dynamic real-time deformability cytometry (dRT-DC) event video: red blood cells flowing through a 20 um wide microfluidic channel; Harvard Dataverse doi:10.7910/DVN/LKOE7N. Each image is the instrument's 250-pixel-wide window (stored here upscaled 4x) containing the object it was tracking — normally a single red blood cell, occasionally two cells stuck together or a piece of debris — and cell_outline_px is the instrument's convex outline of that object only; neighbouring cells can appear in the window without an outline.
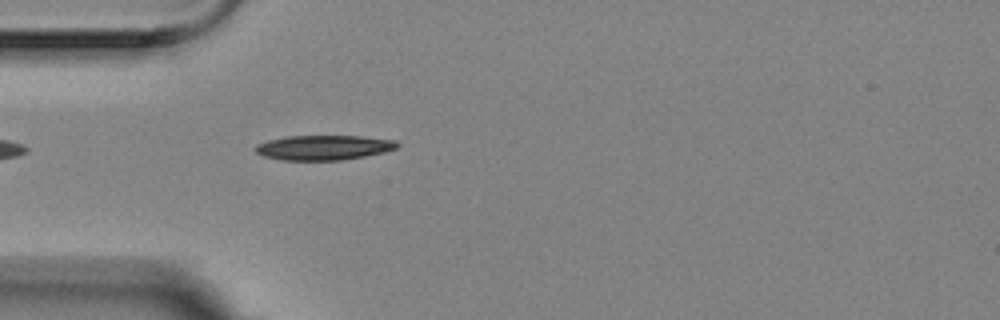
{"species": "Egyptian fruit bat (a non-hibernating species)", "species_latin": "Rousettus aegyptiacus", "temperature_condition": "room temperature", "stored_images_in_passage": 1, "camera_frame_rate_fps": 3000, "um_per_image_px": 0.085, "animal": {"sex": "female"}, "frame": {"image": 1, "passage_image": 1, "time_ms": 0.0, "image_size_px": [1000, 320], "cell_outline_px": [[400, 144], [396, 148], [384, 152], [364, 156], [340, 160], [284, 160], [264, 156], [256, 152], [252, 148], [256, 144], [268, 140], [288, 136], [360, 136], [396, 140]], "centroid_in_image_um": [27.5, 12.54], "position_along_channel_um": 57.5, "area_um2": 20.46}}